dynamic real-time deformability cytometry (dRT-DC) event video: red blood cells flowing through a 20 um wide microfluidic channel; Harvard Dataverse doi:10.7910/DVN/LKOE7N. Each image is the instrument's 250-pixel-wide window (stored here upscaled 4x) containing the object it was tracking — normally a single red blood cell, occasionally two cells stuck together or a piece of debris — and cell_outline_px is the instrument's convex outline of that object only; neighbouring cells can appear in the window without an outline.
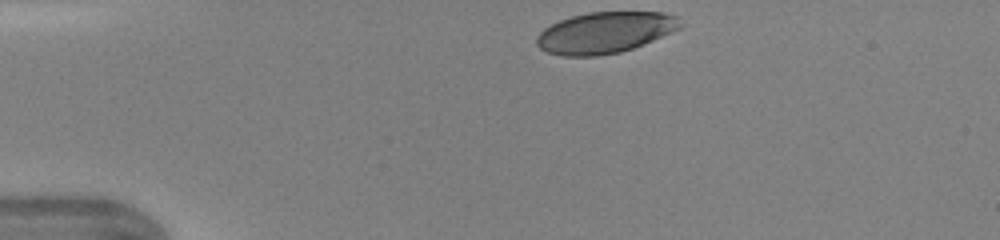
{"species": "human", "species_latin": "Homo sapiens", "temperature_condition": "warm", "stored_images_in_passage": 30, "camera_frame_rate_fps": 3000, "um_per_image_px": 0.085, "donor": {"sex": "female"}, "frame": {"image": 1, "passage_image": 1, "time_ms": 0.0, "image_size_px": [1000, 240], "cell_outline_px": [[680, 28], [652, 40], [632, 48], [620, 52], [596, 56], [560, 56], [548, 52], [540, 48], [536, 44], [536, 36], [544, 28], [560, 20], [572, 16], [588, 12], [664, 12], [676, 16], [680, 24]], "centroid_in_image_um": [51.37, 2.77], "position_along_channel_um": 33.6, "area_um2": 34.22}}
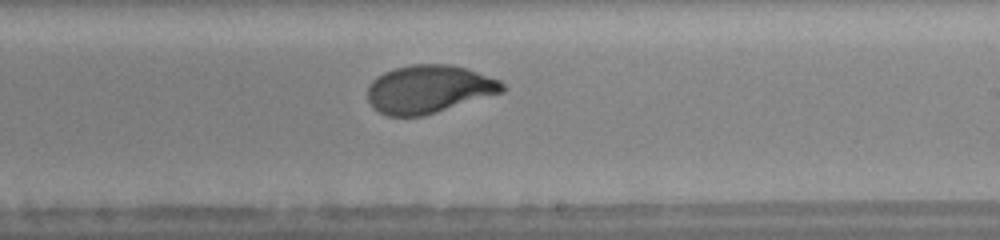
{"frame": {"image": 2, "passage_image": 19, "time_ms": 6.0, "image_size_px": [1000, 240], "cell_outline_px": [[508, 88], [504, 92], [424, 116], [388, 116], [372, 108], [368, 100], [368, 88], [372, 80], [376, 76], [384, 72], [396, 68], [412, 64], [452, 64], [500, 80]], "centroid_in_image_um": [36.46, 7.58], "position_along_channel_um": 252.5, "area_um2": 37.86}}
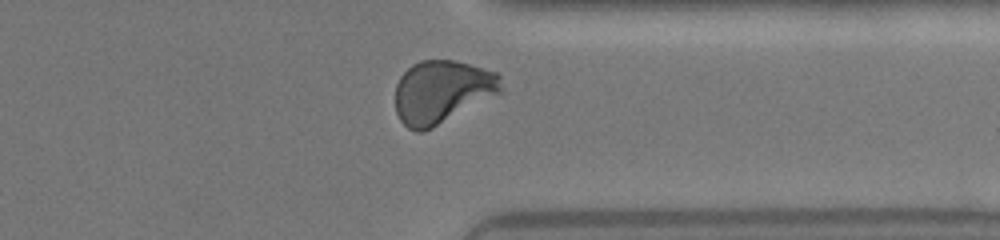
{"frame": {"image": 3, "passage_image": 27, "time_ms": 8.667, "image_size_px": [1000, 240], "cell_outline_px": [[504, 88], [500, 92], [432, 128], [420, 132], [416, 132], [408, 128], [400, 120], [396, 112], [396, 84], [400, 76], [412, 64], [420, 60], [452, 60], [468, 64], [496, 72], [500, 76]], "centroid_in_image_um": [37.54, 7.79], "position_along_channel_um": 373.9, "area_um2": 38.49}}